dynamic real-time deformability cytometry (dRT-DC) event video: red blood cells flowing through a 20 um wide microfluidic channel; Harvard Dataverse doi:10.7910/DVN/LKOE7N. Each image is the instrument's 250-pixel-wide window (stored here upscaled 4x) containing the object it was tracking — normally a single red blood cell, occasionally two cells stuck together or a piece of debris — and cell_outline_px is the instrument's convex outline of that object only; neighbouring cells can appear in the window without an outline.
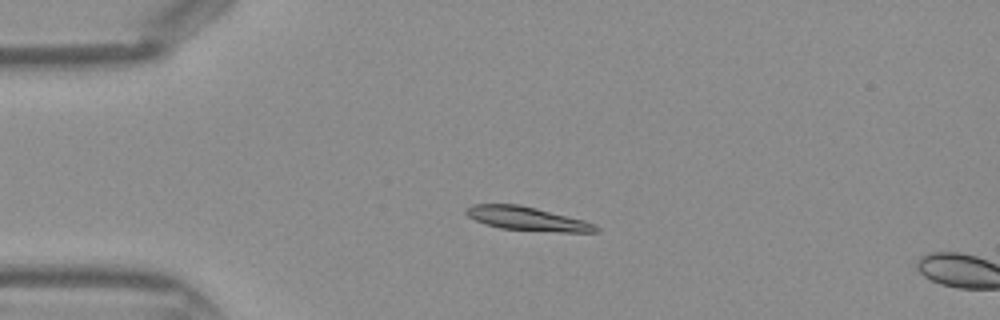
{"species": "Egyptian fruit bat (a non-hibernating species)", "species_latin": "Rousettus aegyptiacus", "temperature_condition": "warm", "stored_images_in_passage": 12, "camera_frame_rate_fps": 3000, "um_per_image_px": 0.085, "frame": {"image": 1, "passage_image": 10, "time_ms": 3.0, "image_size_px": [1000, 320], "cell_outline_px": [[600, 232], [560, 232], [500, 228], [484, 224], [468, 216], [464, 212], [464, 208], [472, 204], [520, 204], [584, 220], [596, 224], [600, 228]], "centroid_in_image_um": [44.81, 18.58], "position_along_channel_um": 40.2, "area_um2": 18.03}}